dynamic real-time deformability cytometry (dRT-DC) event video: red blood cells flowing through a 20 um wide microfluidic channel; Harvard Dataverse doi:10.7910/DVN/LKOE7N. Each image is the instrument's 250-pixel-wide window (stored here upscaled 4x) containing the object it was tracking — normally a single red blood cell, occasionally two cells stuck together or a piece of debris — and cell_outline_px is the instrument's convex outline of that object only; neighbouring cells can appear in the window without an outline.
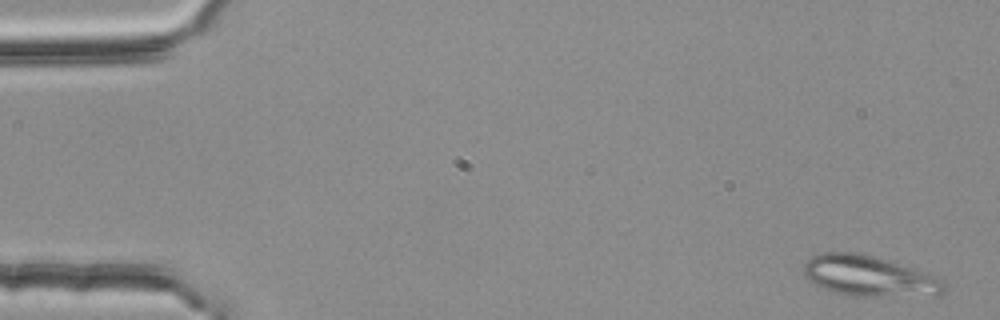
{"species": "common noctule bat (a hibernating species)", "species_latin": "Nyctalus noctula", "temperature_condition": "room temperature", "stored_images_in_passage": 4, "camera_frame_rate_fps": 3000, "um_per_image_px": 0.085, "animal": {"sex": "female", "body_mass_g": 25.1}, "frame": {"image": 1, "passage_image": 1, "time_ms": 0.0, "image_size_px": [1000, 320], "cell_outline_px": [[948, 288], [944, 292], [936, 296], [848, 296], [832, 292], [808, 280], [804, 276], [804, 264], [812, 256], [824, 252], [856, 252], [872, 256], [944, 280], [948, 284]], "centroid_in_image_um": [73.86, 23.5], "position_along_channel_um": 11.1, "area_um2": 32.95}}